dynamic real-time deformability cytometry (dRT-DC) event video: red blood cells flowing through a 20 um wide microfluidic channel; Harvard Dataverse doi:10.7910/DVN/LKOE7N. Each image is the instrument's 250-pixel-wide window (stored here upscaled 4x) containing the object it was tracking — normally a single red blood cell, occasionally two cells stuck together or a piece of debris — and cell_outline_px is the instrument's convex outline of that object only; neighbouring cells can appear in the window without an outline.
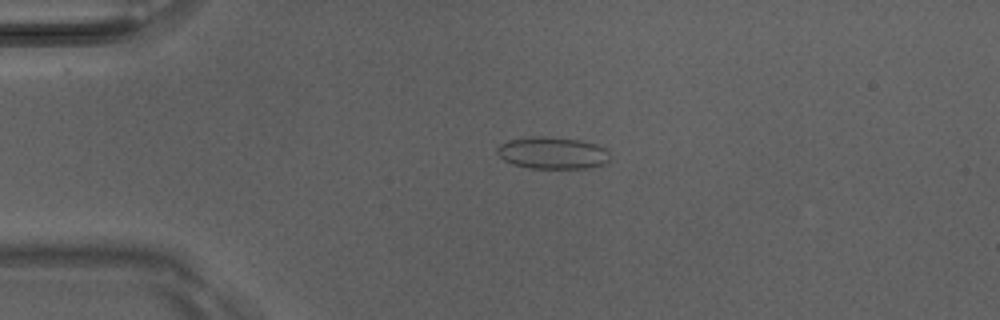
{"species": "Egyptian fruit bat (a non-hibernating species)", "species_latin": "Rousettus aegyptiacus", "temperature_condition": "room temperature", "stored_images_in_passage": 6, "camera_frame_rate_fps": 3000, "um_per_image_px": 0.085, "animal": {"sex": "male"}, "frame": {"image": 1, "passage_image": 4, "time_ms": 1.0, "image_size_px": [1000, 320], "cell_outline_px": [[608, 160], [604, 164], [588, 168], [528, 168], [512, 164], [504, 160], [496, 152], [496, 148], [500, 144], [508, 140], [532, 136], [544, 136], [580, 140], [596, 144], [604, 148], [608, 152]], "centroid_in_image_um": [46.92, 13.0], "position_along_channel_um": 38.1, "area_um2": 21.04}}